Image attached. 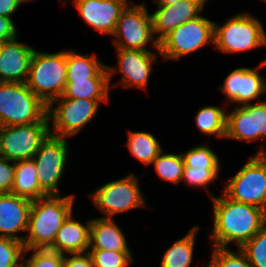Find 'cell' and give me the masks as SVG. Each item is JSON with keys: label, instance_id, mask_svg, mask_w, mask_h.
Masks as SVG:
<instances>
[{"label": "cell", "instance_id": "obj_28", "mask_svg": "<svg viewBox=\"0 0 266 267\" xmlns=\"http://www.w3.org/2000/svg\"><path fill=\"white\" fill-rule=\"evenodd\" d=\"M156 174L165 182L180 184L182 182L184 159L182 154L162 151L152 162ZM180 182V183H179Z\"/></svg>", "mask_w": 266, "mask_h": 267}, {"label": "cell", "instance_id": "obj_42", "mask_svg": "<svg viewBox=\"0 0 266 267\" xmlns=\"http://www.w3.org/2000/svg\"><path fill=\"white\" fill-rule=\"evenodd\" d=\"M18 1H19L20 5H21V4L25 3V2H29V1H33V0H18Z\"/></svg>", "mask_w": 266, "mask_h": 267}, {"label": "cell", "instance_id": "obj_10", "mask_svg": "<svg viewBox=\"0 0 266 267\" xmlns=\"http://www.w3.org/2000/svg\"><path fill=\"white\" fill-rule=\"evenodd\" d=\"M223 193L233 201L266 211V155L254 154L235 176L230 177Z\"/></svg>", "mask_w": 266, "mask_h": 267}, {"label": "cell", "instance_id": "obj_29", "mask_svg": "<svg viewBox=\"0 0 266 267\" xmlns=\"http://www.w3.org/2000/svg\"><path fill=\"white\" fill-rule=\"evenodd\" d=\"M184 159V168L220 169L221 163L217 154L208 146L197 145L181 153Z\"/></svg>", "mask_w": 266, "mask_h": 267}, {"label": "cell", "instance_id": "obj_18", "mask_svg": "<svg viewBox=\"0 0 266 267\" xmlns=\"http://www.w3.org/2000/svg\"><path fill=\"white\" fill-rule=\"evenodd\" d=\"M15 38L2 42L0 48V82L25 83L34 48Z\"/></svg>", "mask_w": 266, "mask_h": 267}, {"label": "cell", "instance_id": "obj_34", "mask_svg": "<svg viewBox=\"0 0 266 267\" xmlns=\"http://www.w3.org/2000/svg\"><path fill=\"white\" fill-rule=\"evenodd\" d=\"M24 251L22 242L0 236V267H20Z\"/></svg>", "mask_w": 266, "mask_h": 267}, {"label": "cell", "instance_id": "obj_3", "mask_svg": "<svg viewBox=\"0 0 266 267\" xmlns=\"http://www.w3.org/2000/svg\"><path fill=\"white\" fill-rule=\"evenodd\" d=\"M49 122L47 105L26 83L0 82V124L13 126Z\"/></svg>", "mask_w": 266, "mask_h": 267}, {"label": "cell", "instance_id": "obj_27", "mask_svg": "<svg viewBox=\"0 0 266 267\" xmlns=\"http://www.w3.org/2000/svg\"><path fill=\"white\" fill-rule=\"evenodd\" d=\"M214 105L200 108L195 115V125L201 133L206 136L225 138L227 110Z\"/></svg>", "mask_w": 266, "mask_h": 267}, {"label": "cell", "instance_id": "obj_1", "mask_svg": "<svg viewBox=\"0 0 266 267\" xmlns=\"http://www.w3.org/2000/svg\"><path fill=\"white\" fill-rule=\"evenodd\" d=\"M211 201L214 224L209 238L212 247L228 248L229 244H235L240 249L266 224V211L260 207L233 201L223 192Z\"/></svg>", "mask_w": 266, "mask_h": 267}, {"label": "cell", "instance_id": "obj_31", "mask_svg": "<svg viewBox=\"0 0 266 267\" xmlns=\"http://www.w3.org/2000/svg\"><path fill=\"white\" fill-rule=\"evenodd\" d=\"M211 250L210 262L205 267H253L239 248L236 252L219 247H213Z\"/></svg>", "mask_w": 266, "mask_h": 267}, {"label": "cell", "instance_id": "obj_19", "mask_svg": "<svg viewBox=\"0 0 266 267\" xmlns=\"http://www.w3.org/2000/svg\"><path fill=\"white\" fill-rule=\"evenodd\" d=\"M32 200L12 193H0V236L24 242Z\"/></svg>", "mask_w": 266, "mask_h": 267}, {"label": "cell", "instance_id": "obj_8", "mask_svg": "<svg viewBox=\"0 0 266 267\" xmlns=\"http://www.w3.org/2000/svg\"><path fill=\"white\" fill-rule=\"evenodd\" d=\"M92 202L105 216L112 218L119 213L146 207L139 178L133 173L100 186L90 193Z\"/></svg>", "mask_w": 266, "mask_h": 267}, {"label": "cell", "instance_id": "obj_14", "mask_svg": "<svg viewBox=\"0 0 266 267\" xmlns=\"http://www.w3.org/2000/svg\"><path fill=\"white\" fill-rule=\"evenodd\" d=\"M227 112L225 138L238 141L266 139V101L234 106Z\"/></svg>", "mask_w": 266, "mask_h": 267}, {"label": "cell", "instance_id": "obj_5", "mask_svg": "<svg viewBox=\"0 0 266 267\" xmlns=\"http://www.w3.org/2000/svg\"><path fill=\"white\" fill-rule=\"evenodd\" d=\"M214 23V48L219 52L231 54L266 46L262 23L248 12L237 13L221 25Z\"/></svg>", "mask_w": 266, "mask_h": 267}, {"label": "cell", "instance_id": "obj_38", "mask_svg": "<svg viewBox=\"0 0 266 267\" xmlns=\"http://www.w3.org/2000/svg\"><path fill=\"white\" fill-rule=\"evenodd\" d=\"M17 34L12 18L0 16V42L11 40L18 36Z\"/></svg>", "mask_w": 266, "mask_h": 267}, {"label": "cell", "instance_id": "obj_24", "mask_svg": "<svg viewBox=\"0 0 266 267\" xmlns=\"http://www.w3.org/2000/svg\"><path fill=\"white\" fill-rule=\"evenodd\" d=\"M109 77L66 82L62 97L68 99L109 100Z\"/></svg>", "mask_w": 266, "mask_h": 267}, {"label": "cell", "instance_id": "obj_37", "mask_svg": "<svg viewBox=\"0 0 266 267\" xmlns=\"http://www.w3.org/2000/svg\"><path fill=\"white\" fill-rule=\"evenodd\" d=\"M64 267H94V266L91 255L88 252H86V253L64 254Z\"/></svg>", "mask_w": 266, "mask_h": 267}, {"label": "cell", "instance_id": "obj_9", "mask_svg": "<svg viewBox=\"0 0 266 267\" xmlns=\"http://www.w3.org/2000/svg\"><path fill=\"white\" fill-rule=\"evenodd\" d=\"M113 45L119 49L159 51V42L153 35L151 15L144 3L130 5L122 11L112 35Z\"/></svg>", "mask_w": 266, "mask_h": 267}, {"label": "cell", "instance_id": "obj_11", "mask_svg": "<svg viewBox=\"0 0 266 267\" xmlns=\"http://www.w3.org/2000/svg\"><path fill=\"white\" fill-rule=\"evenodd\" d=\"M49 122L3 126L0 156L10 161L33 159L41 144L50 135Z\"/></svg>", "mask_w": 266, "mask_h": 267}, {"label": "cell", "instance_id": "obj_4", "mask_svg": "<svg viewBox=\"0 0 266 267\" xmlns=\"http://www.w3.org/2000/svg\"><path fill=\"white\" fill-rule=\"evenodd\" d=\"M66 80V50L58 53L34 51L25 83L46 105L61 97Z\"/></svg>", "mask_w": 266, "mask_h": 267}, {"label": "cell", "instance_id": "obj_25", "mask_svg": "<svg viewBox=\"0 0 266 267\" xmlns=\"http://www.w3.org/2000/svg\"><path fill=\"white\" fill-rule=\"evenodd\" d=\"M200 226L195 225L181 239L176 240L165 252L160 267H190L193 261L194 246Z\"/></svg>", "mask_w": 266, "mask_h": 267}, {"label": "cell", "instance_id": "obj_36", "mask_svg": "<svg viewBox=\"0 0 266 267\" xmlns=\"http://www.w3.org/2000/svg\"><path fill=\"white\" fill-rule=\"evenodd\" d=\"M14 172L15 162L0 156V193H11Z\"/></svg>", "mask_w": 266, "mask_h": 267}, {"label": "cell", "instance_id": "obj_6", "mask_svg": "<svg viewBox=\"0 0 266 267\" xmlns=\"http://www.w3.org/2000/svg\"><path fill=\"white\" fill-rule=\"evenodd\" d=\"M102 102L108 104L109 100L68 99L62 96L54 99L47 105L49 124H53L49 126L50 135L68 138L80 133L96 116Z\"/></svg>", "mask_w": 266, "mask_h": 267}, {"label": "cell", "instance_id": "obj_35", "mask_svg": "<svg viewBox=\"0 0 266 267\" xmlns=\"http://www.w3.org/2000/svg\"><path fill=\"white\" fill-rule=\"evenodd\" d=\"M219 171L220 169L184 168L182 181L194 188H205L212 199L214 194H211L208 186L219 177Z\"/></svg>", "mask_w": 266, "mask_h": 267}, {"label": "cell", "instance_id": "obj_43", "mask_svg": "<svg viewBox=\"0 0 266 267\" xmlns=\"http://www.w3.org/2000/svg\"><path fill=\"white\" fill-rule=\"evenodd\" d=\"M2 125L0 124V136H1V132H2Z\"/></svg>", "mask_w": 266, "mask_h": 267}, {"label": "cell", "instance_id": "obj_41", "mask_svg": "<svg viewBox=\"0 0 266 267\" xmlns=\"http://www.w3.org/2000/svg\"><path fill=\"white\" fill-rule=\"evenodd\" d=\"M259 150L257 151V154H265L266 155V149L263 145L260 146Z\"/></svg>", "mask_w": 266, "mask_h": 267}, {"label": "cell", "instance_id": "obj_13", "mask_svg": "<svg viewBox=\"0 0 266 267\" xmlns=\"http://www.w3.org/2000/svg\"><path fill=\"white\" fill-rule=\"evenodd\" d=\"M116 51L117 67L107 64L110 89L114 88L113 86L122 85L124 88L133 87L146 91L153 68L152 65L154 62H158L156 51L119 48H116ZM116 73L121 74V81L112 85L111 77Z\"/></svg>", "mask_w": 266, "mask_h": 267}, {"label": "cell", "instance_id": "obj_23", "mask_svg": "<svg viewBox=\"0 0 266 267\" xmlns=\"http://www.w3.org/2000/svg\"><path fill=\"white\" fill-rule=\"evenodd\" d=\"M11 193L32 201L47 195L38 183L37 168L33 159L15 161Z\"/></svg>", "mask_w": 266, "mask_h": 267}, {"label": "cell", "instance_id": "obj_39", "mask_svg": "<svg viewBox=\"0 0 266 267\" xmlns=\"http://www.w3.org/2000/svg\"><path fill=\"white\" fill-rule=\"evenodd\" d=\"M20 6L18 0H0V16L12 18Z\"/></svg>", "mask_w": 266, "mask_h": 267}, {"label": "cell", "instance_id": "obj_12", "mask_svg": "<svg viewBox=\"0 0 266 267\" xmlns=\"http://www.w3.org/2000/svg\"><path fill=\"white\" fill-rule=\"evenodd\" d=\"M68 141L49 135L34 154L37 179L47 195H59V183L68 160Z\"/></svg>", "mask_w": 266, "mask_h": 267}, {"label": "cell", "instance_id": "obj_15", "mask_svg": "<svg viewBox=\"0 0 266 267\" xmlns=\"http://www.w3.org/2000/svg\"><path fill=\"white\" fill-rule=\"evenodd\" d=\"M266 60L254 69L241 67L232 70L225 78L223 85H219L222 94L226 95L225 105L236 106L250 104L266 93V81L257 70L265 67Z\"/></svg>", "mask_w": 266, "mask_h": 267}, {"label": "cell", "instance_id": "obj_33", "mask_svg": "<svg viewBox=\"0 0 266 267\" xmlns=\"http://www.w3.org/2000/svg\"><path fill=\"white\" fill-rule=\"evenodd\" d=\"M33 252L26 259V252ZM24 261V263H23ZM23 267H64V255L49 249H25Z\"/></svg>", "mask_w": 266, "mask_h": 267}, {"label": "cell", "instance_id": "obj_7", "mask_svg": "<svg viewBox=\"0 0 266 267\" xmlns=\"http://www.w3.org/2000/svg\"><path fill=\"white\" fill-rule=\"evenodd\" d=\"M214 24L203 15L181 24L159 42L158 53L165 61H175L214 44Z\"/></svg>", "mask_w": 266, "mask_h": 267}, {"label": "cell", "instance_id": "obj_40", "mask_svg": "<svg viewBox=\"0 0 266 267\" xmlns=\"http://www.w3.org/2000/svg\"><path fill=\"white\" fill-rule=\"evenodd\" d=\"M178 0H152V2L156 5H170L174 4Z\"/></svg>", "mask_w": 266, "mask_h": 267}, {"label": "cell", "instance_id": "obj_32", "mask_svg": "<svg viewBox=\"0 0 266 267\" xmlns=\"http://www.w3.org/2000/svg\"><path fill=\"white\" fill-rule=\"evenodd\" d=\"M94 267H128L133 263L132 251L88 250Z\"/></svg>", "mask_w": 266, "mask_h": 267}, {"label": "cell", "instance_id": "obj_30", "mask_svg": "<svg viewBox=\"0 0 266 267\" xmlns=\"http://www.w3.org/2000/svg\"><path fill=\"white\" fill-rule=\"evenodd\" d=\"M240 249L253 267H266V224Z\"/></svg>", "mask_w": 266, "mask_h": 267}, {"label": "cell", "instance_id": "obj_22", "mask_svg": "<svg viewBox=\"0 0 266 267\" xmlns=\"http://www.w3.org/2000/svg\"><path fill=\"white\" fill-rule=\"evenodd\" d=\"M67 80H87L92 77H109L107 65L96 54H80L66 51Z\"/></svg>", "mask_w": 266, "mask_h": 267}, {"label": "cell", "instance_id": "obj_2", "mask_svg": "<svg viewBox=\"0 0 266 267\" xmlns=\"http://www.w3.org/2000/svg\"><path fill=\"white\" fill-rule=\"evenodd\" d=\"M75 195H46L32 201L28 227L23 242L25 249H49L56 233L74 212Z\"/></svg>", "mask_w": 266, "mask_h": 267}, {"label": "cell", "instance_id": "obj_20", "mask_svg": "<svg viewBox=\"0 0 266 267\" xmlns=\"http://www.w3.org/2000/svg\"><path fill=\"white\" fill-rule=\"evenodd\" d=\"M73 213L63 222L49 250L63 255L88 252L91 220L82 224L73 218Z\"/></svg>", "mask_w": 266, "mask_h": 267}, {"label": "cell", "instance_id": "obj_17", "mask_svg": "<svg viewBox=\"0 0 266 267\" xmlns=\"http://www.w3.org/2000/svg\"><path fill=\"white\" fill-rule=\"evenodd\" d=\"M128 2V0H75L73 4L86 24L101 34L112 37L117 20Z\"/></svg>", "mask_w": 266, "mask_h": 267}, {"label": "cell", "instance_id": "obj_16", "mask_svg": "<svg viewBox=\"0 0 266 267\" xmlns=\"http://www.w3.org/2000/svg\"><path fill=\"white\" fill-rule=\"evenodd\" d=\"M205 4V0H178L170 5H157L155 12L150 14L156 40L160 42L181 24L200 16Z\"/></svg>", "mask_w": 266, "mask_h": 267}, {"label": "cell", "instance_id": "obj_26", "mask_svg": "<svg viewBox=\"0 0 266 267\" xmlns=\"http://www.w3.org/2000/svg\"><path fill=\"white\" fill-rule=\"evenodd\" d=\"M126 147L135 159L147 166L163 151L154 134L145 131L128 130Z\"/></svg>", "mask_w": 266, "mask_h": 267}, {"label": "cell", "instance_id": "obj_21", "mask_svg": "<svg viewBox=\"0 0 266 267\" xmlns=\"http://www.w3.org/2000/svg\"><path fill=\"white\" fill-rule=\"evenodd\" d=\"M89 250L132 251L114 218H92Z\"/></svg>", "mask_w": 266, "mask_h": 267}]
</instances>
